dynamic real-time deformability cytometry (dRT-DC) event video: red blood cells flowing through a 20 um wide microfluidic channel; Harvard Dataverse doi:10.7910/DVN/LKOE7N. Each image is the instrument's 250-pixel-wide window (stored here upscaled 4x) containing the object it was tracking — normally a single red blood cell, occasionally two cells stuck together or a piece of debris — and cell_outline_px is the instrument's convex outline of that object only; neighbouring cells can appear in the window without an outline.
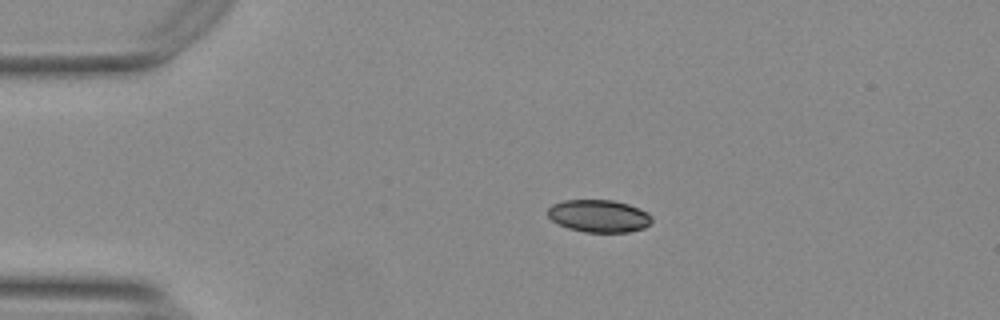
{"species": "Egyptian fruit bat (a non-hibernating species)", "species_latin": "Rousettus aegyptiacus", "temperature_condition": "warm", "stored_images_in_passage": 8, "camera_frame_rate_fps": 3000, "um_per_image_px": 0.085, "animal": {"sex": "female"}, "frame": {"image": 1, "passage_image": 1, "time_ms": 0.0, "image_size_px": [1000, 320], "cell_outline_px": [[652, 220], [644, 228], [628, 232], [584, 232], [568, 228], [552, 220], [548, 216], [548, 208], [552, 204], [564, 200], [612, 200], [628, 204], [640, 208], [648, 212], [652, 216]], "centroid_in_image_um": [50.92, 18.35], "position_along_channel_um": 34.1, "area_um2": 19.71}}
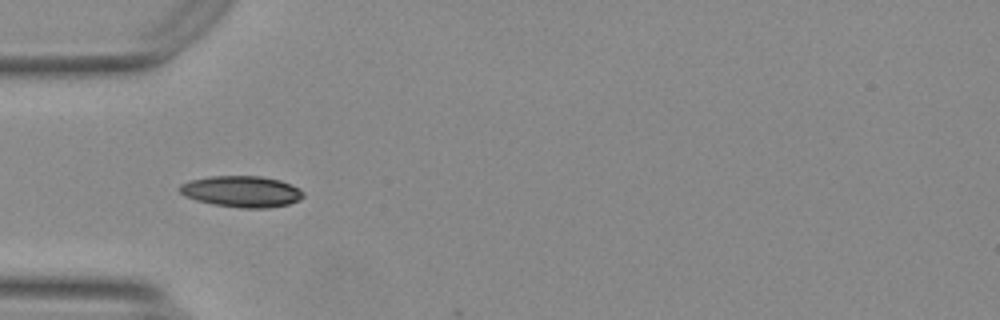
{"frame": {"image": 2, "passage_image": 7, "time_ms": 2.0, "image_size_px": [1000, 320], "cell_outline_px": [[304, 196], [300, 200], [288, 204], [268, 208], [240, 208], [212, 204], [196, 200], [184, 196], [176, 188], [180, 184], [188, 180], [208, 176], [260, 176], [280, 180], [292, 184], [300, 188], [304, 192]], "centroid_in_image_um": [20.52, 16.27], "position_along_channel_um": 64.5, "area_um2": 22.89}}